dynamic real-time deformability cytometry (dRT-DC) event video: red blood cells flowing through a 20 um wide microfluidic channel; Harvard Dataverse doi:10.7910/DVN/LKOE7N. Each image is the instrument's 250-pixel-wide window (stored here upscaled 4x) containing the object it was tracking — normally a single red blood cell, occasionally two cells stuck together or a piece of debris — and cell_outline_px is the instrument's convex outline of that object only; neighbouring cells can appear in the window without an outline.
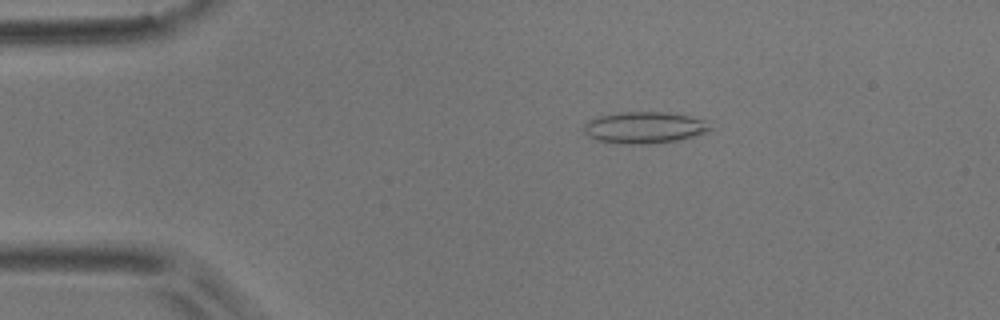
{"species": "common noctule bat (a hibernating species)", "species_latin": "Nyctalus noctula", "temperature_condition": "room temperature", "stored_images_in_passage": 51, "camera_frame_rate_fps": 3000, "um_per_image_px": 0.085, "animal": {"sex": "male", "body_mass_g": 17.9}, "frame": {"image": 1, "passage_image": 7, "time_ms": 2.0, "image_size_px": [1000, 320], "cell_outline_px": [[716, 128], [708, 132], [676, 140], [648, 144], [624, 144], [596, 140], [588, 136], [584, 132], [584, 124], [588, 120], [600, 116], [620, 112], [668, 112], [708, 120]], "centroid_in_image_um": [54.83, 10.84], "position_along_channel_um": 30.2, "area_um2": 23.47}}
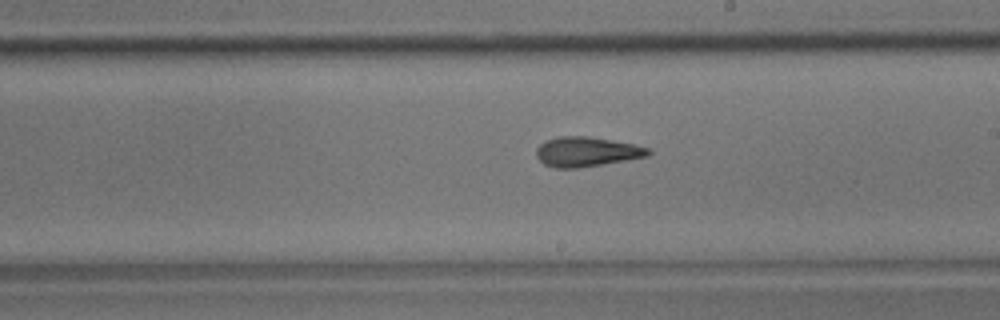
{"frame": {"image": 2, "passage_image": 28, "time_ms": 9.0, "image_size_px": [1000, 320], "cell_outline_px": [[652, 152], [648, 156], [576, 168], [556, 168], [544, 164], [536, 156], [536, 148], [544, 140], [556, 136], [588, 136], [636, 144], [652, 148]], "centroid_in_image_um": [49.86, 12.88], "position_along_channel_um": 239.1, "area_um2": 19.48}}
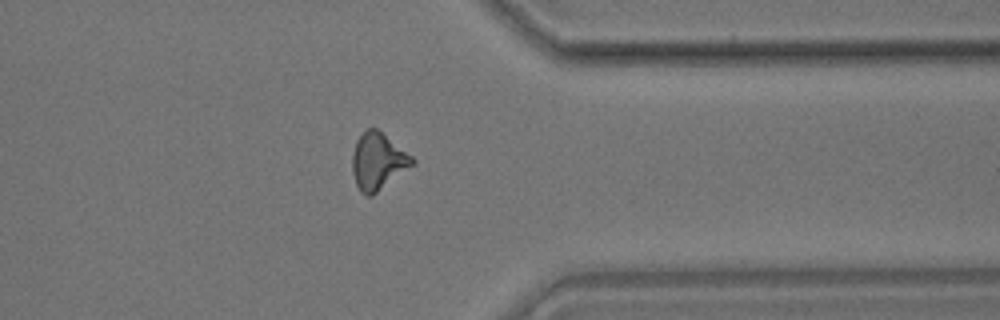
{"frame": {"image": 3, "passage_image": 40, "time_ms": 13.0, "image_size_px": [1000, 320], "cell_outline_px": [[416, 164], [372, 196], [368, 196], [360, 192], [356, 184], [352, 172], [352, 152], [356, 140], [368, 128], [376, 128], [412, 156], [416, 160]], "centroid_in_image_um": [32.13, 13.74], "position_along_channel_um": 379.3, "area_um2": 19.94}, "authors_computed_cell_mechanics": {"area_um2": 19.1896, "velocity_mm_per_s": 3.6906, "shape_relaxation_time_tau1_ms": null, "shape_relaxation_time_tau2_ms": 3.0922, "deformation_change_tau1": null, "deformation_change_tau2": 0.1338}}